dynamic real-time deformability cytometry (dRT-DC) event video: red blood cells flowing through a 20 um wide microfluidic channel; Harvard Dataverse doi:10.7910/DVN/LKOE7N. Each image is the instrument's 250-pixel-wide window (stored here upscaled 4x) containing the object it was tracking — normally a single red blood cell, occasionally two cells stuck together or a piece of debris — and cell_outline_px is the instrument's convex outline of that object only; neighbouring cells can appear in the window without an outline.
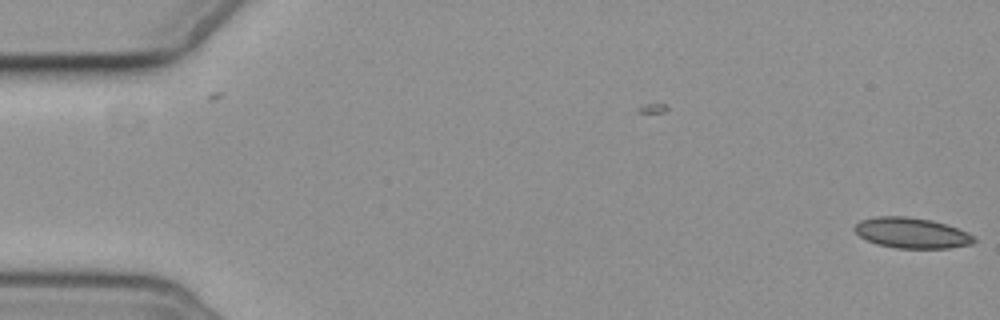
{"species": "common noctule bat (a hibernating species)", "species_latin": "Nyctalus noctula", "temperature_condition": "cold", "stored_images_in_passage": 2, "camera_frame_rate_fps": 3000, "um_per_image_px": 0.085, "animal": {"sex": "female", "body_mass_g": 19.3, "forearm_length_mm": 54.1}, "frame": {"image": 1, "passage_image": 2, "time_ms": 2.0, "image_size_px": [1000, 320], "cell_outline_px": [[976, 240], [972, 244], [948, 248], [896, 248], [876, 244], [860, 236], [852, 228], [860, 220], [876, 216], [908, 216], [932, 220], [956, 228], [972, 236]], "centroid_in_image_um": [77.44, 19.79], "position_along_channel_um": 7.6, "area_um2": 21.1}}